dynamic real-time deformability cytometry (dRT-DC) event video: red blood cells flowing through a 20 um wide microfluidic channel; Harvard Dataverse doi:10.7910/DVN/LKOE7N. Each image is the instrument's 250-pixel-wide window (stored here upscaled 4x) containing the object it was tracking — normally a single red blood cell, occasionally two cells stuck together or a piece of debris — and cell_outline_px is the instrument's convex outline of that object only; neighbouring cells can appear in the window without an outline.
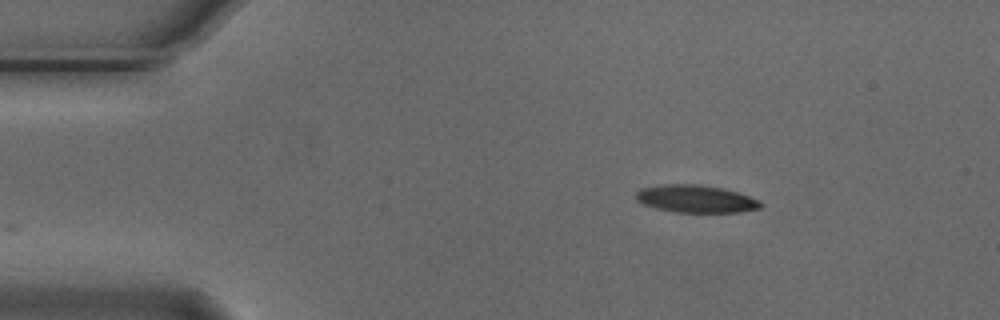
{"species": "Egyptian fruit bat (a non-hibernating species)", "species_latin": "Rousettus aegyptiacus", "temperature_condition": "cold", "stored_images_in_passage": 47, "camera_frame_rate_fps": 3000, "um_per_image_px": 0.085, "animal": {"sex": "male"}, "frame": {"image": 1, "passage_image": 1, "time_ms": 0.0, "image_size_px": [1000, 320], "cell_outline_px": [[764, 204], [760, 208], [740, 212], [672, 212], [656, 208], [644, 204], [636, 200], [636, 192], [640, 188], [664, 184], [696, 184], [724, 188], [760, 200]], "centroid_in_image_um": [59.14, 16.9], "position_along_channel_um": 25.9, "area_um2": 20.06}}
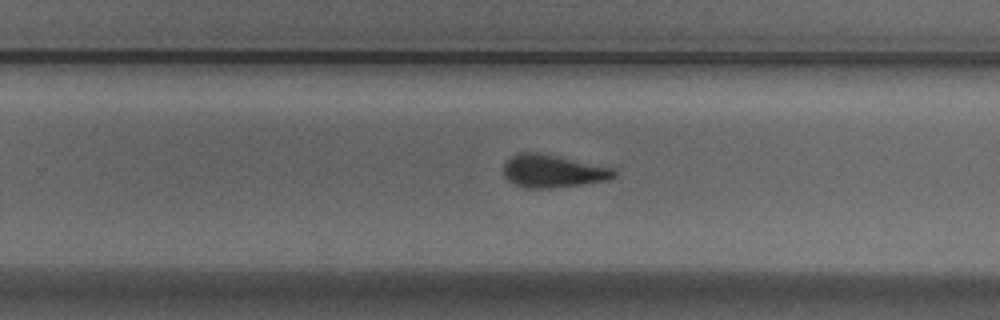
{"frame": {"image": 2, "passage_image": 27, "time_ms": 8.667, "image_size_px": [1000, 320], "cell_outline_px": [[616, 176], [608, 180], [552, 188], [524, 188], [508, 180], [504, 176], [504, 160], [520, 152], [540, 152], [616, 168]], "centroid_in_image_um": [47.0, 14.53], "position_along_channel_um": 282.8, "area_um2": 21.33}}
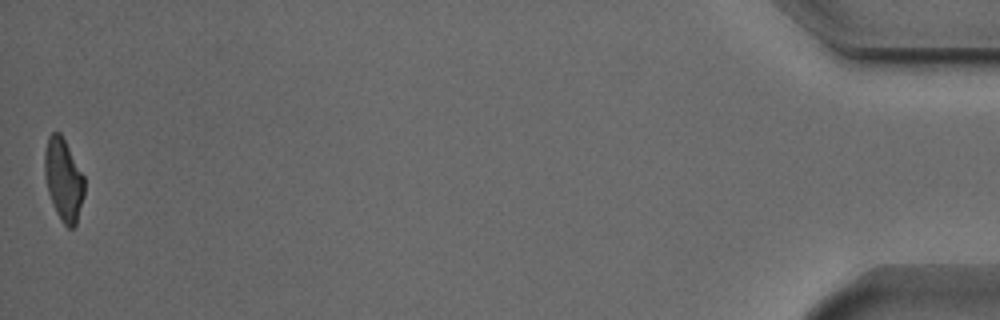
{"frame": {"image": 3, "passage_image": 47, "time_ms": 15.333, "image_size_px": [1000, 320], "cell_outline_px": [[84, 196], [76, 224], [72, 228], [68, 228], [60, 220], [56, 212], [48, 192], [44, 172], [44, 152], [48, 136], [52, 132], [60, 132], [84, 176]], "centroid_in_image_um": [5.39, 15.27], "position_along_channel_um": 429.8, "area_um2": 19.02}, "authors_computed_cell_mechanics": {"area_um2": 21.2704, "velocity_mm_per_s": 3.7131, "shape_relaxation_time_tau1_ms": 6.9707, "shape_relaxation_time_tau2_ms": 3.1161, "deformation_change_tau1": 0.1963, "deformation_change_tau2": 0.1257}}